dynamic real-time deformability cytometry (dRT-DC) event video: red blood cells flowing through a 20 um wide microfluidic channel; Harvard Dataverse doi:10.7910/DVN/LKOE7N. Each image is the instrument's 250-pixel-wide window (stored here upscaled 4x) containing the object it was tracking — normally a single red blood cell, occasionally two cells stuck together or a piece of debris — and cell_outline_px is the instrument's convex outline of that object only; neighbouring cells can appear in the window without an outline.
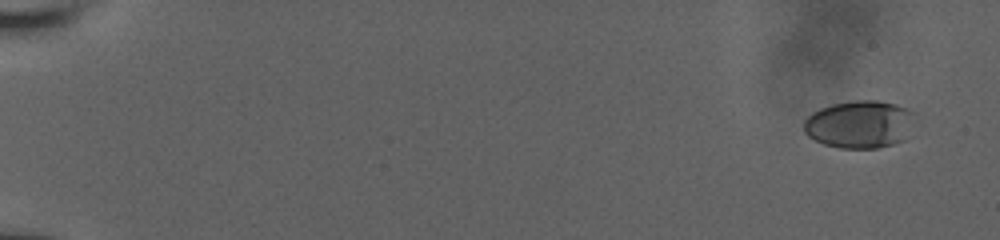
{"species": "human", "species_latin": "Homo sapiens", "temperature_condition": "room temperature", "stored_images_in_passage": 59, "camera_frame_rate_fps": 3000, "um_per_image_px": 0.085, "donor": {"sex": "male"}, "frame": {"image": 1, "passage_image": 1, "time_ms": 0.0, "image_size_px": [1000, 240], "cell_outline_px": [[916, 116], [904, 140], [892, 144], [876, 148], [840, 148], [824, 144], [808, 136], [804, 132], [804, 120], [812, 112], [820, 108], [832, 104], [856, 100], [876, 100], [896, 104], [908, 108], [916, 112]], "centroid_in_image_um": [73.08, 10.55], "position_along_channel_um": 11.9, "area_um2": 31.04}}
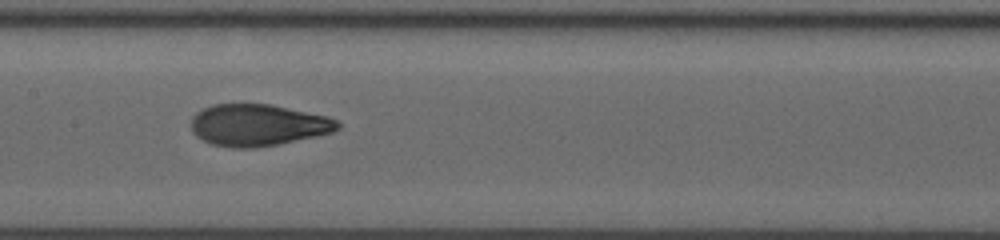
{"frame": {"image": 2, "passage_image": 35, "time_ms": 9.333, "image_size_px": [1000, 240], "cell_outline_px": [[340, 128], [332, 132], [316, 136], [256, 148], [232, 148], [212, 144], [196, 136], [192, 132], [192, 116], [196, 112], [212, 104], [272, 104], [328, 116], [336, 120], [340, 124]], "centroid_in_image_um": [21.92, 10.62], "position_along_channel_um": 185.5, "area_um2": 35.66}}
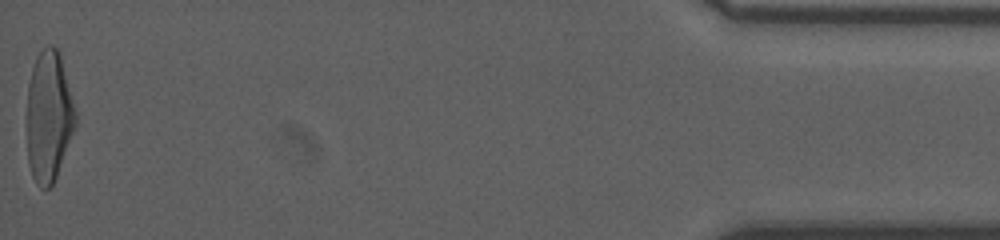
{"frame": {"image": 3, "passage_image": 59, "time_ms": 17.667, "image_size_px": [1000, 240], "cell_outline_px": [[76, 124], [56, 176], [52, 184], [48, 188], [40, 188], [36, 184], [32, 176], [28, 164], [28, 84], [32, 68], [36, 56], [48, 44], [52, 44], [60, 52], [76, 112]], "centroid_in_image_um": [4.15, 9.87], "position_along_channel_um": 431.1, "area_um2": 36.76}}